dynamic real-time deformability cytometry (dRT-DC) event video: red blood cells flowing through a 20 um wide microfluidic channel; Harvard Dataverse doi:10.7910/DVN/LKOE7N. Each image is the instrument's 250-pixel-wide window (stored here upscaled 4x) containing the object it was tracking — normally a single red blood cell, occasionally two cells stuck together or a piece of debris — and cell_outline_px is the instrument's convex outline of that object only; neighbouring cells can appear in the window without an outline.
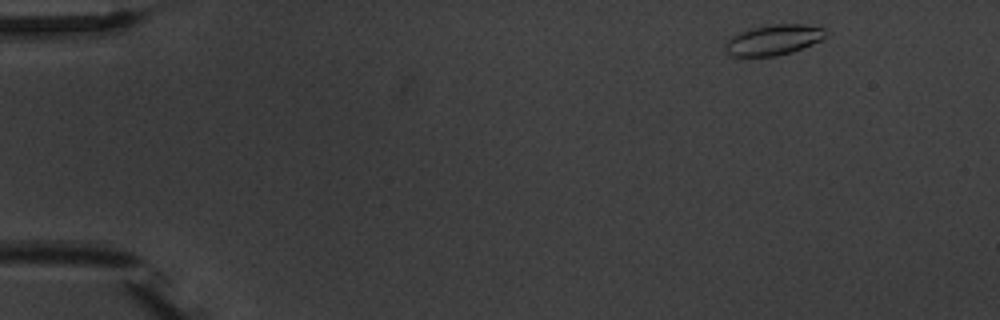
{"species": "common noctule bat (a hibernating species)", "species_latin": "Nyctalus noctula", "temperature_condition": "warm", "stored_images_in_passage": 4, "camera_frame_rate_fps": 3000, "um_per_image_px": 0.085, "animal": {"sex": "male", "body_mass_g": 20.1, "forearm_length_mm": 53.5}, "frame": {"image": 1, "passage_image": 1, "time_ms": 0.0, "image_size_px": [1000, 320], "cell_outline_px": [[824, 36], [820, 40], [812, 44], [792, 52], [772, 56], [732, 56], [724, 48], [724, 44], [732, 36], [740, 32], [752, 28], [772, 24], [804, 24], [824, 28]], "centroid_in_image_um": [65.72, 3.39], "position_along_channel_um": 19.3, "area_um2": 17.51}}